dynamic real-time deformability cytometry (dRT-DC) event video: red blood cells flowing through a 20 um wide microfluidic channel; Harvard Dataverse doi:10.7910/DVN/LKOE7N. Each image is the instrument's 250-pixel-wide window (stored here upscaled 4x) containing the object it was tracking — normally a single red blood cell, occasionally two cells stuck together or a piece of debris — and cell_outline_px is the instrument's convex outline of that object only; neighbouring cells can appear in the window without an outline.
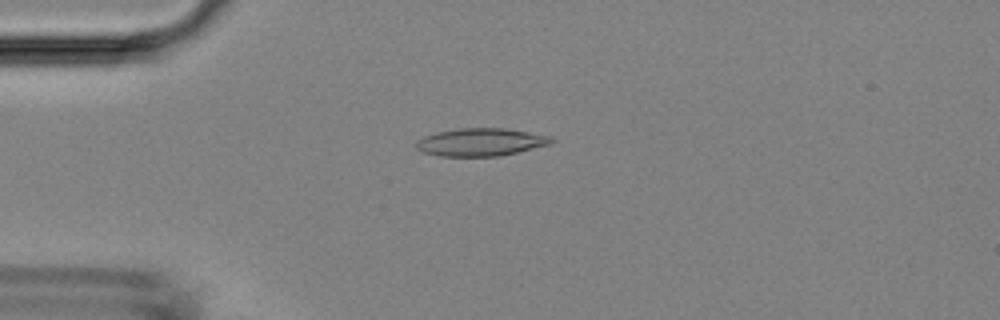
{"species": "Egyptian fruit bat (a non-hibernating species)", "species_latin": "Rousettus aegyptiacus", "temperature_condition": "room temperature", "stored_images_in_passage": 5, "camera_frame_rate_fps": 3000, "um_per_image_px": 0.085, "animal": {"sex": "female"}, "frame": {"image": 1, "passage_image": 3, "time_ms": 3.333, "image_size_px": [1000, 320], "cell_outline_px": [[556, 140], [552, 144], [500, 156], [440, 156], [420, 152], [416, 148], [416, 140], [424, 136], [436, 132], [460, 128], [504, 128], [552, 136]], "centroid_in_image_um": [40.87, 12.08], "position_along_channel_um": 44.1, "area_um2": 22.08}}